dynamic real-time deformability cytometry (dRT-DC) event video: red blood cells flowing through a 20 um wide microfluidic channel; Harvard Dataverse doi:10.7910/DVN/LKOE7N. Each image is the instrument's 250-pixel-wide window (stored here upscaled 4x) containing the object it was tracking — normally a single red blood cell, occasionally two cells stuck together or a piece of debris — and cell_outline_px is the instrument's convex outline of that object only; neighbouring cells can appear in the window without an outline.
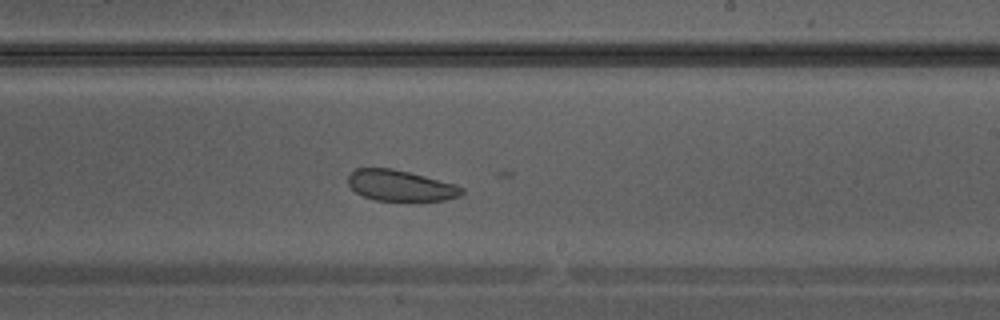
{"species": "Egyptian fruit bat (a non-hibernating species)", "species_latin": "Rousettus aegyptiacus", "temperature_condition": "warm", "stored_images_in_passage": 33, "camera_frame_rate_fps": 3000, "um_per_image_px": 0.085, "animal": {"sex": "male"}, "frame": {"image": 1, "passage_image": 18, "time_ms": 5.667, "image_size_px": [1000, 320], "cell_outline_px": [[464, 192], [460, 196], [444, 200], [376, 200], [364, 196], [356, 192], [348, 184], [348, 176], [356, 168], [392, 168], [456, 184], [464, 188]], "centroid_in_image_um": [34.05, 15.77], "position_along_channel_um": 255.0, "area_um2": 20.23}}